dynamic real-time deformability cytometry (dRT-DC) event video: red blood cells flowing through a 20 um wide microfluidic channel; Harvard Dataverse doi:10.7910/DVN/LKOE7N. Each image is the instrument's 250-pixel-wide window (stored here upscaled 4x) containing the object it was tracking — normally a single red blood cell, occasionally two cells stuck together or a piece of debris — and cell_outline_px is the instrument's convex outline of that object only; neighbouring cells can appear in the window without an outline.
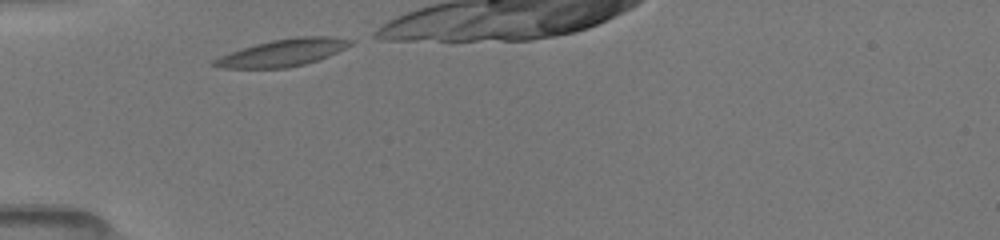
{"species": "common noctule bat (a hibernating species)", "species_latin": "Nyctalus noctula", "temperature_condition": "room temperature", "stored_images_in_passage": 14, "camera_frame_rate_fps": 3000, "um_per_image_px": 0.085, "animal": {"sex": "female", "body_mass_g": 19.5, "forearm_length_mm": 54.1}, "frame": {"image": 1, "passage_image": 1, "time_ms": 0.0, "image_size_px": [1000, 240], "cell_outline_px": [[352, 44], [328, 56], [304, 64], [288, 68], [220, 68], [212, 64], [212, 60], [220, 56], [240, 48], [272, 40], [296, 36], [332, 36], [352, 40]], "centroid_in_image_um": [24.01, 4.47], "position_along_channel_um": 61.0, "area_um2": 21.44}}
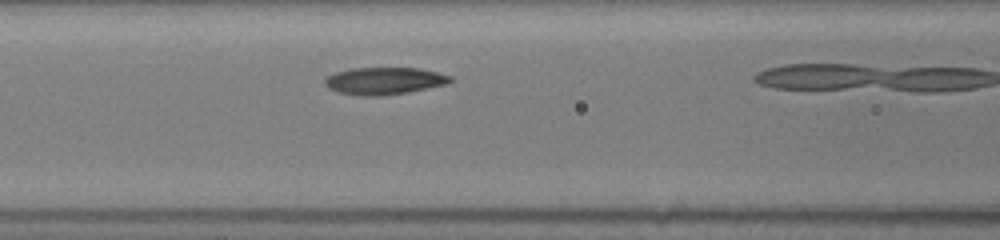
{"frame": {"image": 2, "passage_image": 7, "time_ms": 2.0, "image_size_px": [1000, 240], "cell_outline_px": [[452, 80], [448, 84], [408, 92], [384, 96], [360, 96], [336, 92], [328, 88], [324, 84], [324, 80], [328, 76], [336, 72], [352, 68], [420, 68], [452, 76]], "centroid_in_image_um": [32.65, 6.88], "position_along_channel_um": 133.9, "area_um2": 20.06}}
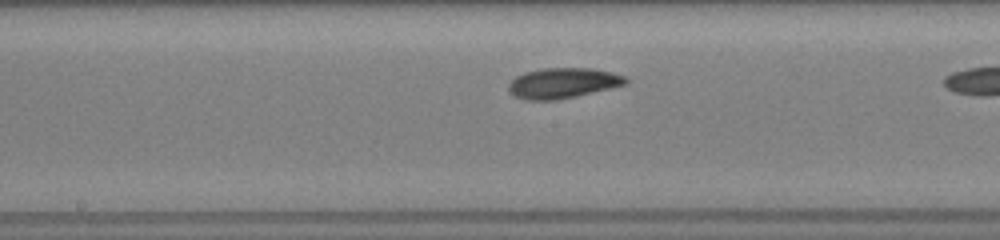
{"frame": {"image": 3, "passage_image": 12, "time_ms": 3.667, "image_size_px": [1000, 240], "cell_outline_px": [[628, 84], [576, 96], [556, 100], [524, 100], [516, 96], [508, 88], [508, 84], [516, 76], [524, 72], [544, 68], [592, 68], [612, 72], [624, 76], [628, 80]], "centroid_in_image_um": [47.86, 7.05], "position_along_channel_um": 200.3, "area_um2": 20.69}}